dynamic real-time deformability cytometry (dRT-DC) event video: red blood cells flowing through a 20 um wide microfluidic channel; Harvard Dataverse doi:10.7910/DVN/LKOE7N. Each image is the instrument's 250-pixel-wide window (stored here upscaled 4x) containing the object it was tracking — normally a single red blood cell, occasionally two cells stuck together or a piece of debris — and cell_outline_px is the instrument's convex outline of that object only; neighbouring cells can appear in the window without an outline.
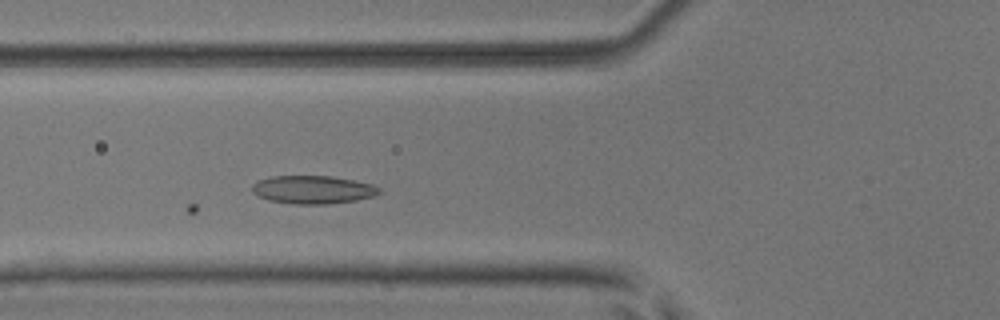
{"species": "common noctule bat (a hibernating species)", "species_latin": "Nyctalus noctula", "temperature_condition": "room temperature", "stored_images_in_passage": 37, "camera_frame_rate_fps": 3000, "um_per_image_px": 0.085, "animal": {"sex": "male", "body_mass_g": 17.9, "forearm_length_mm": 54.2}, "frame": {"image": 1, "passage_image": 3, "time_ms": 0.667, "image_size_px": [1000, 320], "cell_outline_px": [[380, 192], [372, 196], [356, 200], [328, 204], [292, 204], [268, 200], [256, 196], [252, 192], [252, 184], [260, 180], [272, 176], [332, 176], [372, 184], [380, 188]], "centroid_in_image_um": [26.55, 16.12], "position_along_channel_um": 99.2, "area_um2": 20.81}}
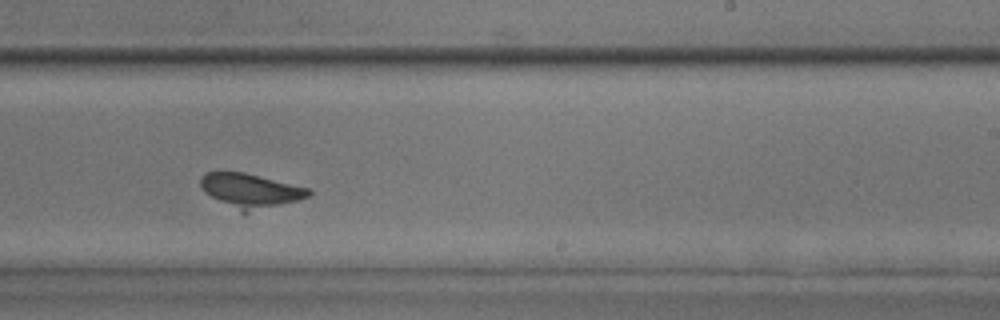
{"frame": {"image": 2, "passage_image": 16, "time_ms": 5.0, "image_size_px": [1000, 320], "cell_outline_px": [[312, 192], [308, 196], [296, 200], [248, 212], [240, 212], [204, 192], [200, 184], [200, 176], [208, 172], [244, 172], [312, 188]], "centroid_in_image_um": [21.29, 16.18], "position_along_channel_um": 267.7, "area_um2": 21.21}}
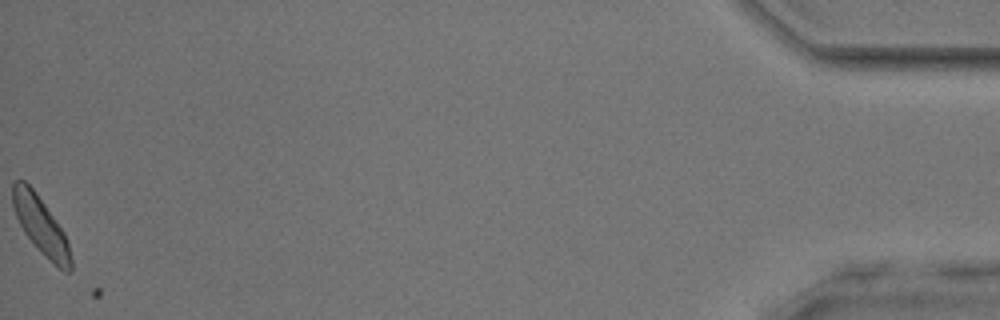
{"frame": {"image": 3, "passage_image": 36, "time_ms": 11.667, "image_size_px": [1000, 320], "cell_outline_px": [[72, 272], [64, 272], [24, 232], [16, 216], [12, 204], [12, 184], [16, 180], [24, 180], [36, 192], [56, 220], [64, 232], [68, 244], [72, 260]], "centroid_in_image_um": [3.47, 19.11], "position_along_channel_um": 431.7, "area_um2": 18.79}}